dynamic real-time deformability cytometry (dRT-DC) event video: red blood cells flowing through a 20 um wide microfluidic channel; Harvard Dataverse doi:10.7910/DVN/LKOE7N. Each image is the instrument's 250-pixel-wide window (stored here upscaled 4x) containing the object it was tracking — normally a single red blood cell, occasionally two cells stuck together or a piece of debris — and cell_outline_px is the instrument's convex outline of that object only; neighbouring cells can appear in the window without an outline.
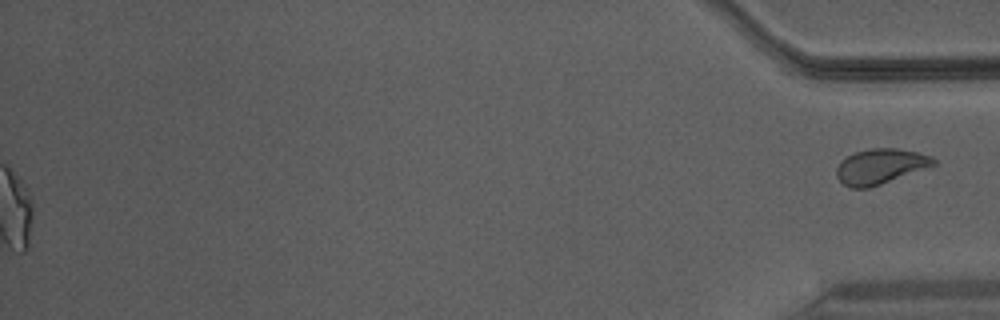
{"species": "Egyptian fruit bat (a non-hibernating species)", "species_latin": "Rousettus aegyptiacus", "temperature_condition": "warm", "stored_images_in_passage": 32, "camera_frame_rate_fps": 3000, "um_per_image_px": 0.085, "animal": {"sex": "male"}, "frame": {"image": 1, "passage_image": 32, "time_ms": 10.333, "image_size_px": [1000, 320], "cell_outline_px": [[936, 164], [880, 184], [868, 188], [852, 188], [844, 184], [836, 176], [836, 168], [840, 160], [856, 152], [872, 148], [896, 148], [916, 152], [932, 156], [936, 160]], "centroid_in_image_um": [74.8, 14.13], "position_along_channel_um": 360.4, "area_um2": 19.59}}